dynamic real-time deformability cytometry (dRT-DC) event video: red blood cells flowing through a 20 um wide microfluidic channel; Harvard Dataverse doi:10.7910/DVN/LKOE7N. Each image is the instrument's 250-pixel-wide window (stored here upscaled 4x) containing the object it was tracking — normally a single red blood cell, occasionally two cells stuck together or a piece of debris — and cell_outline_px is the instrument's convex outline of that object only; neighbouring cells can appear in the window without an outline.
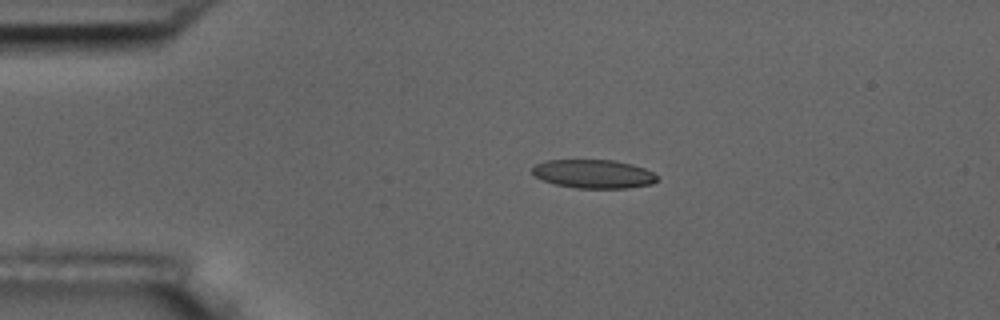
{"species": "common noctule bat (a hibernating species)", "species_latin": "Nyctalus noctula", "temperature_condition": "room temperature", "stored_images_in_passage": 4, "camera_frame_rate_fps": 3000, "um_per_image_px": 0.085, "animal": {"sex": "male", "body_mass_g": 17.5, "forearm_length_mm": 52.3}, "frame": {"image": 1, "passage_image": 3, "time_ms": 3.0, "image_size_px": [1000, 320], "cell_outline_px": [[656, 180], [652, 184], [628, 188], [576, 188], [556, 184], [532, 176], [532, 168], [536, 164], [548, 160], [612, 160], [632, 164], [644, 168], [652, 172], [656, 176]], "centroid_in_image_um": [50.43, 14.78], "position_along_channel_um": 34.6, "area_um2": 20.75}}